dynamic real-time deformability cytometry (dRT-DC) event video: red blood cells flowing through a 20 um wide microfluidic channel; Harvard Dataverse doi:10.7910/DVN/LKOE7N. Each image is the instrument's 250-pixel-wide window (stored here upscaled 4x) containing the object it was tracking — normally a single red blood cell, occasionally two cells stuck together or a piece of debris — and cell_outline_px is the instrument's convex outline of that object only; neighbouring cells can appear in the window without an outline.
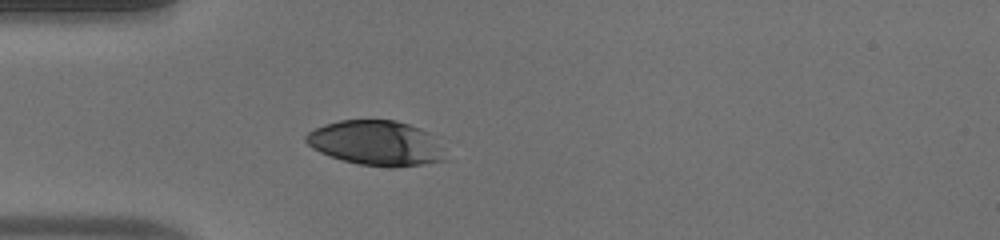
{"species": "human", "species_latin": "Homo sapiens", "temperature_condition": "warm", "stored_images_in_passage": 39, "camera_frame_rate_fps": 3000, "um_per_image_px": 0.085, "donor": {"sex": "male"}, "frame": {"image": 1, "passage_image": 1, "time_ms": 0.0, "image_size_px": [1000, 240], "cell_outline_px": [[444, 160], [420, 164], [392, 168], [360, 164], [344, 160], [320, 152], [312, 148], [304, 140], [304, 136], [308, 132], [324, 124], [340, 120], [396, 120], [420, 128], [428, 132]], "centroid_in_image_um": [31.86, 12.15], "position_along_channel_um": 53.1, "area_um2": 35.6}}
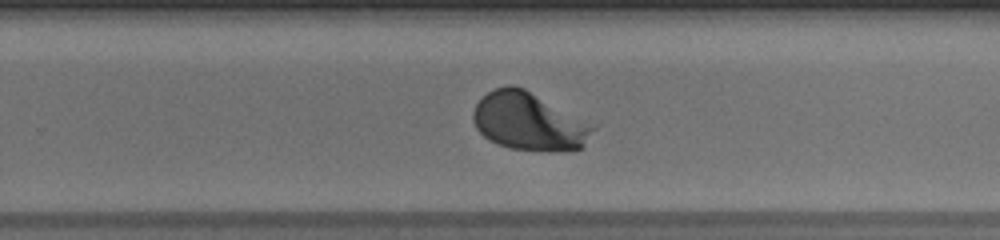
{"frame": {"image": 2, "passage_image": 20, "time_ms": 6.333, "image_size_px": [1000, 240], "cell_outline_px": [[596, 128], [584, 144], [580, 148], [572, 152], [548, 152], [512, 148], [488, 140], [476, 128], [472, 120], [472, 112], [476, 104], [488, 92], [496, 88], [508, 84], [512, 84], [524, 88]], "centroid_in_image_um": [44.91, 10.35], "position_along_channel_um": 284.9, "area_um2": 39.88}}
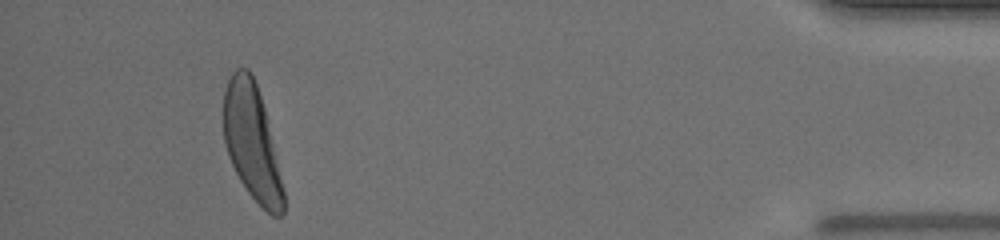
{"frame": {"image": 3, "passage_image": 35, "time_ms": 11.333, "image_size_px": [1000, 240], "cell_outline_px": [[284, 212], [280, 216], [272, 216], [248, 192], [240, 180], [232, 164], [224, 140], [224, 92], [228, 80], [232, 72], [236, 68], [248, 68], [256, 84], [264, 108], [284, 188]], "centroid_in_image_um": [21.41, 12.08], "position_along_channel_um": 413.8, "area_um2": 39.59}, "authors_computed_cell_mechanics": {"area_um2": 39.593, "velocity_mm_per_s": 3.8273, "shape_relaxation_time_tau1_ms": 2.092, "shape_relaxation_time_tau2_ms": null, "deformation_change_tau1": 0.1529, "deformation_change_tau2": null}}